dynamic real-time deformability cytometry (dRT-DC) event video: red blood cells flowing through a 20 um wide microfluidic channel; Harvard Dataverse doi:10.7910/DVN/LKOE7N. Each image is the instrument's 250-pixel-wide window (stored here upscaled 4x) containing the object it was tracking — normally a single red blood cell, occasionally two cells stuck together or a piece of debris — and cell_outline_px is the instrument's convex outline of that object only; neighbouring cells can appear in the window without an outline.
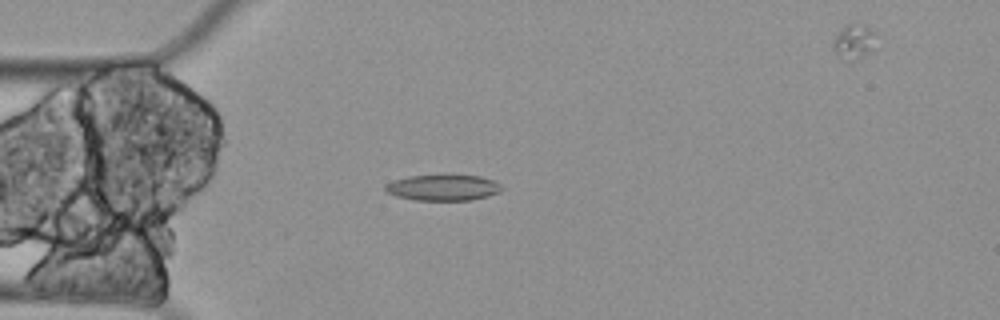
{"species": "Egyptian fruit bat (a non-hibernating species)", "species_latin": "Rousettus aegyptiacus", "temperature_condition": "cold", "stored_images_in_passage": 6, "camera_frame_rate_fps": 3000, "um_per_image_px": 0.085, "animal": {"sex": "female"}, "frame": {"image": 1, "passage_image": 5, "time_ms": 1.333, "image_size_px": [1000, 320], "cell_outline_px": [[504, 188], [500, 192], [488, 196], [472, 200], [416, 200], [396, 196], [388, 192], [384, 188], [384, 184], [408, 176], [480, 176], [492, 180], [500, 184]], "centroid_in_image_um": [37.68, 15.96], "position_along_channel_um": 47.3, "area_um2": 17.34}}